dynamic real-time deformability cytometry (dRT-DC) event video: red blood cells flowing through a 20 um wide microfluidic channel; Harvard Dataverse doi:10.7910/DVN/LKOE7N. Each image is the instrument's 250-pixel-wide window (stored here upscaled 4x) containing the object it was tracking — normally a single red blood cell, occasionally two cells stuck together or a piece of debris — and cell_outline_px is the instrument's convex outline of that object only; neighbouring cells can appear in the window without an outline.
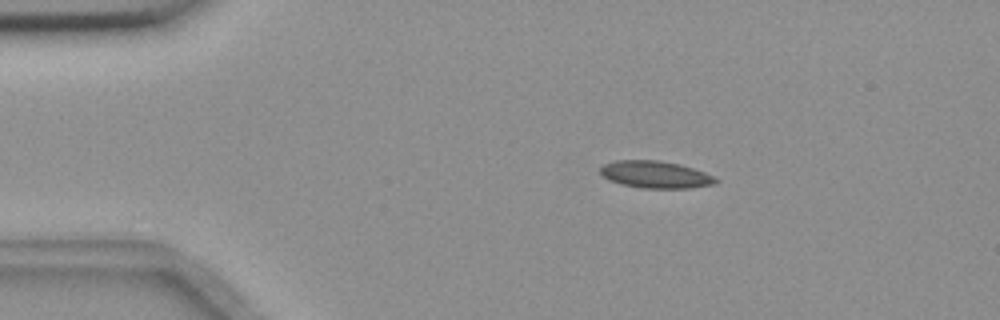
{"species": "common noctule bat (a hibernating species)", "species_latin": "Nyctalus noctula", "temperature_condition": "room temperature", "stored_images_in_passage": 4, "camera_frame_rate_fps": 3000, "um_per_image_px": 0.085, "animal": {"sex": "female", "body_mass_g": 18.4}, "frame": {"image": 1, "passage_image": 2, "time_ms": 0.333, "image_size_px": [1000, 320], "cell_outline_px": [[720, 180], [716, 184], [692, 188], [644, 188], [620, 184], [608, 180], [600, 172], [600, 168], [604, 164], [616, 160], [660, 160], [680, 164], [704, 172]], "centroid_in_image_um": [55.72, 14.84], "position_along_channel_um": 29.3, "area_um2": 18.32}}